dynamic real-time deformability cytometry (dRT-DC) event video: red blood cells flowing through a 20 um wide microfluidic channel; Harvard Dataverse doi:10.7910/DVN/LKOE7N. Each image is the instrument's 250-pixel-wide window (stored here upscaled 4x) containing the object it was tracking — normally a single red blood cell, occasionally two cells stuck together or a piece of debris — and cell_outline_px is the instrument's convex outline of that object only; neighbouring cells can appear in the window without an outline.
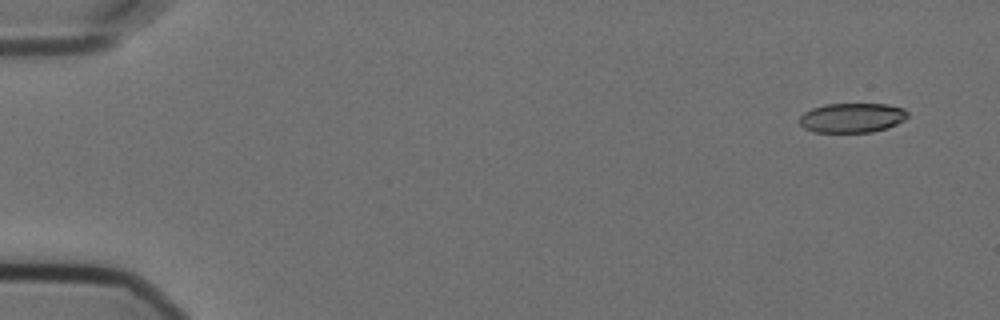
{"species": "Egyptian fruit bat (a non-hibernating species)", "species_latin": "Rousettus aegyptiacus", "temperature_condition": "cold", "stored_images_in_passage": 55, "camera_frame_rate_fps": 3000, "um_per_image_px": 0.085, "animal": {"sex": "female"}, "frame": {"image": 1, "passage_image": 1, "time_ms": 0.0, "image_size_px": [1000, 320], "cell_outline_px": [[908, 116], [904, 120], [888, 128], [872, 132], [816, 132], [804, 128], [800, 124], [800, 116], [804, 112], [812, 108], [824, 104], [888, 104], [904, 108], [908, 112]], "centroid_in_image_um": [72.44, 10.01], "position_along_channel_um": 12.6, "area_um2": 18.73}}
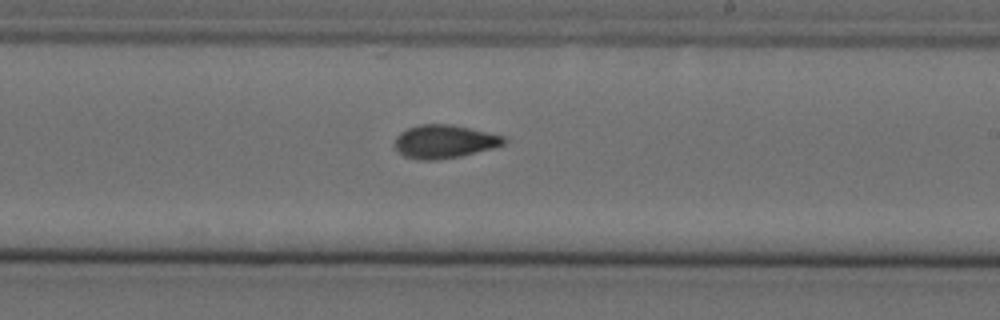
{"frame": {"image": 2, "passage_image": 32, "time_ms": 10.333, "image_size_px": [1000, 320], "cell_outline_px": [[508, 140], [504, 144], [492, 148], [460, 156], [436, 160], [416, 160], [404, 156], [396, 148], [396, 136], [400, 132], [408, 128], [420, 124], [452, 124], [504, 136]], "centroid_in_image_um": [37.77, 12.03], "position_along_channel_um": 251.2, "area_um2": 21.1}}
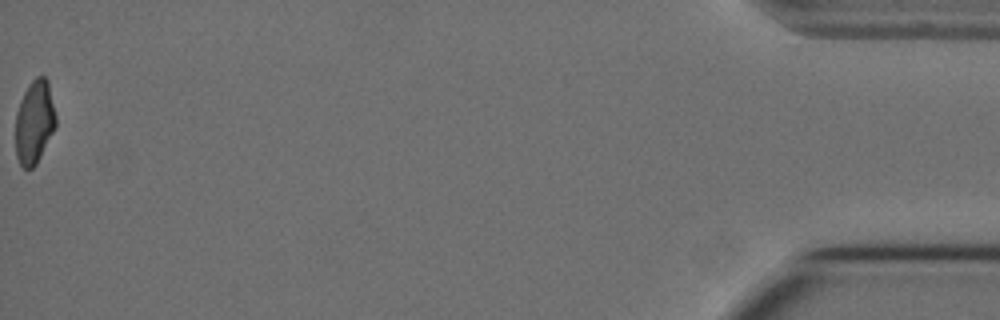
{"frame": {"image": 3, "passage_image": 55, "time_ms": 18.0, "image_size_px": [1000, 320], "cell_outline_px": [[56, 128], [36, 164], [32, 168], [24, 168], [20, 164], [16, 156], [16, 112], [20, 100], [28, 84], [36, 76], [44, 76], [48, 80], [56, 116]], "centroid_in_image_um": [2.94, 10.36], "position_along_channel_um": 432.3, "area_um2": 19.71}, "authors_computed_cell_mechanics": {"area_um2": 20.6346, "velocity_mm_per_s": 3.5854, "shape_relaxation_time_tau1_ms": 8.6171, "shape_relaxation_time_tau2_ms": 2.2982, "deformation_change_tau1": 0.1899, "deformation_change_tau2": 0.0698}}